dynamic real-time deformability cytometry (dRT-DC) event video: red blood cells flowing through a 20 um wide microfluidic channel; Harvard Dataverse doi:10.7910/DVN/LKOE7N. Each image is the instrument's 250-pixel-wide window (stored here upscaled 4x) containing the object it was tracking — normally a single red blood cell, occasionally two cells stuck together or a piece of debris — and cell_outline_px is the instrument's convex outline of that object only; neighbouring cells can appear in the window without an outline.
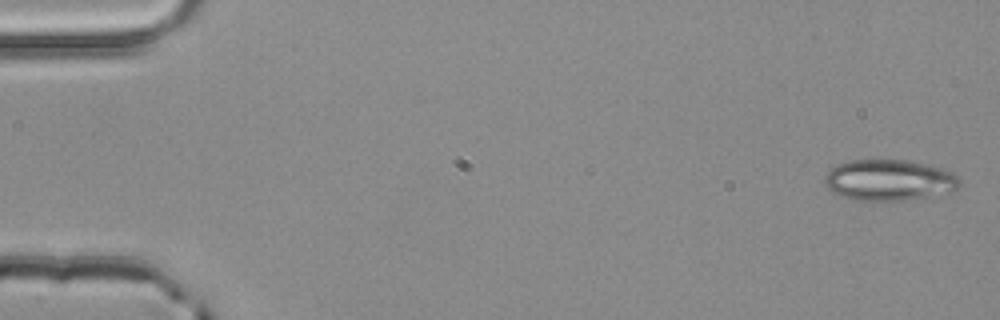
{"species": "common noctule bat (a hibernating species)", "species_latin": "Nyctalus noctula", "temperature_condition": "room temperature", "stored_images_in_passage": 4, "camera_frame_rate_fps": 3000, "um_per_image_px": 0.085, "animal": {"sex": "male", "body_mass_g": 20.4}, "frame": {"image": 1, "passage_image": 1, "time_ms": 0.0, "image_size_px": [1000, 320], "cell_outline_px": [[960, 188], [956, 192], [904, 200], [852, 200], [840, 196], [832, 192], [824, 184], [824, 176], [836, 164], [852, 160], [908, 160], [928, 164], [952, 172], [960, 180]], "centroid_in_image_um": [75.59, 15.32], "position_along_channel_um": 9.4, "area_um2": 32.6}}